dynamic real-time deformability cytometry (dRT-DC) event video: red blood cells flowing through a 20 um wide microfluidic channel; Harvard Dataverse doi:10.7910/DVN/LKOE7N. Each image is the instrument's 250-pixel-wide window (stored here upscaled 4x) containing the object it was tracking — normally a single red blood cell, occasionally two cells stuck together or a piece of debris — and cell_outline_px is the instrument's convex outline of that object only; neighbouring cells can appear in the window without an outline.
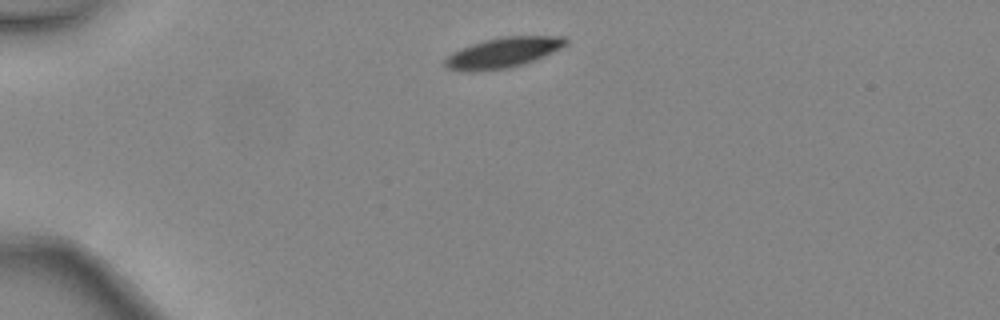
{"species": "common noctule bat (a hibernating species)", "species_latin": "Nyctalus noctula", "temperature_condition": "warm", "stored_images_in_passage": 36, "camera_frame_rate_fps": 3000, "um_per_image_px": 0.085, "animal": {"sex": "female", "body_mass_g": 24.6, "forearm_length_mm": 56.2}, "frame": {"image": 1, "passage_image": 1, "time_ms": 0.0, "image_size_px": [1000, 320], "cell_outline_px": [[568, 44], [544, 56], [524, 64], [508, 68], [476, 72], [464, 72], [448, 68], [444, 64], [444, 60], [452, 52], [460, 48], [484, 40], [504, 36], [564, 36], [568, 40]], "centroid_in_image_um": [42.74, 4.48], "position_along_channel_um": 42.3, "area_um2": 21.44}}
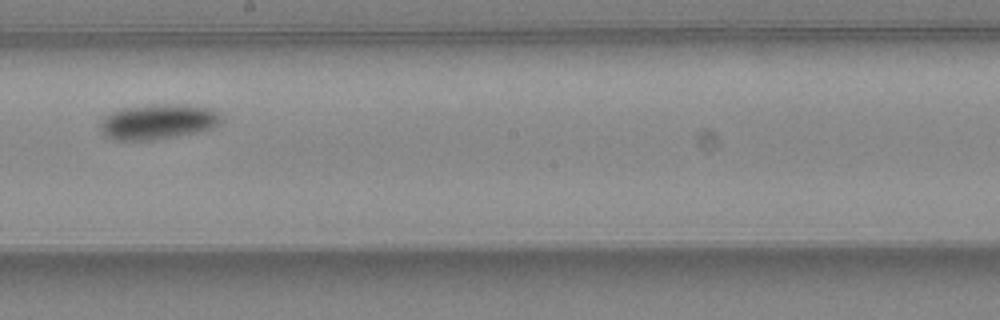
{"frame": {"image": 2, "passage_image": 17, "time_ms": 5.333, "image_size_px": [1000, 320], "cell_outline_px": [[220, 124], [212, 128], [196, 132], [156, 140], [112, 140], [104, 136], [100, 132], [100, 120], [108, 112], [120, 108], [152, 104], [188, 104], [212, 108], [220, 116]], "centroid_in_image_um": [13.36, 10.34], "position_along_channel_um": 234.8, "area_um2": 25.32}}
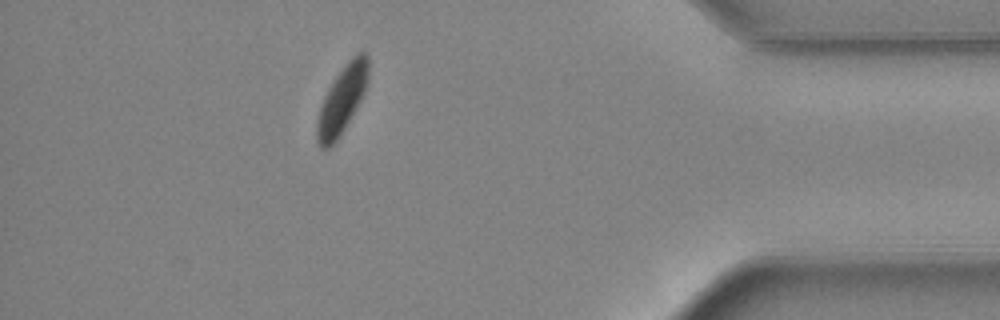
{"frame": {"image": 3, "passage_image": 31, "time_ms": 10.0, "image_size_px": [1000, 320], "cell_outline_px": [[368, 84], [356, 108], [340, 136], [328, 148], [320, 148], [316, 140], [316, 120], [324, 96], [328, 88], [344, 64], [356, 52], [368, 52]], "centroid_in_image_um": [29.07, 8.45], "position_along_channel_um": 406.1, "area_um2": 20.23}, "authors_computed_cell_mechanics": {"area_um2": 22.9177, "velocity_mm_per_s": 4.4504, "shape_relaxation_time_tau1_ms": 3.0132, "shape_relaxation_time_tau2_ms": null, "deformation_change_tau1": 0.1158, "deformation_change_tau2": null}}